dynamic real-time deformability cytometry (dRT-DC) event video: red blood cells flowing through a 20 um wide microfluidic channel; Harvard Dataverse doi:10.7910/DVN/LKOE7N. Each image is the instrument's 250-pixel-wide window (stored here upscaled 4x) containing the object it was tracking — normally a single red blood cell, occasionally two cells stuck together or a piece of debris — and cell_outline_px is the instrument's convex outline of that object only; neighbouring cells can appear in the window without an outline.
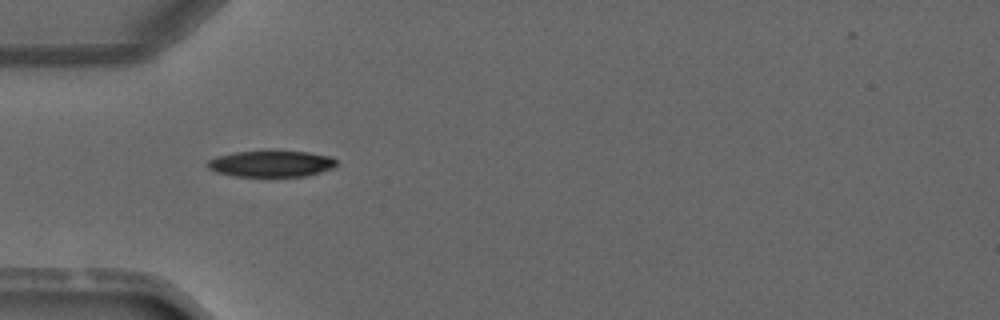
{"species": "common noctule bat (a hibernating species)", "species_latin": "Nyctalus noctula", "temperature_condition": "warm", "stored_images_in_passage": 3, "camera_frame_rate_fps": 3000, "um_per_image_px": 0.085, "animal": {"sex": "male", "forearm_length_mm": 52.5}, "frame": {"image": 1, "passage_image": 1, "time_ms": 0.0, "image_size_px": [1000, 320], "cell_outline_px": [[336, 164], [332, 168], [308, 176], [236, 176], [216, 172], [208, 168], [208, 160], [216, 156], [236, 152], [264, 148], [272, 148], [308, 152], [332, 156], [336, 160]], "centroid_in_image_um": [23.06, 13.86], "position_along_channel_um": 61.9, "area_um2": 20.58}}
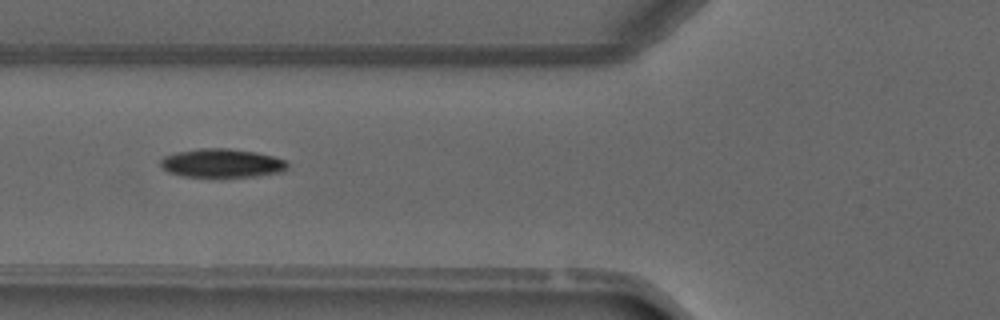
{"frame": {"image": 2, "passage_image": 2, "time_ms": 1.0, "image_size_px": [1000, 320], "cell_outline_px": [[288, 168], [284, 172], [256, 176], [184, 176], [168, 172], [160, 164], [160, 160], [164, 156], [176, 152], [200, 148], [228, 148], [256, 152], [272, 156], [284, 160], [288, 164]], "centroid_in_image_um": [18.87, 13.86], "position_along_channel_um": 106.9, "area_um2": 21.1}}
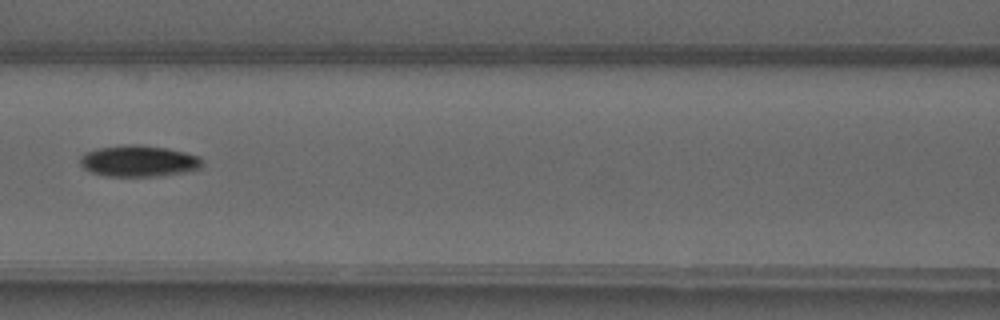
{"frame": {"image": 3, "passage_image": 3, "time_ms": 2.0, "image_size_px": [1000, 320], "cell_outline_px": [[204, 164], [200, 168], [180, 172], [156, 176], [104, 176], [92, 172], [84, 168], [80, 164], [80, 156], [96, 148], [128, 144], [140, 144], [164, 148], [184, 152], [200, 156], [204, 160]], "centroid_in_image_um": [11.78, 13.68], "position_along_channel_um": 154.8, "area_um2": 22.2}}